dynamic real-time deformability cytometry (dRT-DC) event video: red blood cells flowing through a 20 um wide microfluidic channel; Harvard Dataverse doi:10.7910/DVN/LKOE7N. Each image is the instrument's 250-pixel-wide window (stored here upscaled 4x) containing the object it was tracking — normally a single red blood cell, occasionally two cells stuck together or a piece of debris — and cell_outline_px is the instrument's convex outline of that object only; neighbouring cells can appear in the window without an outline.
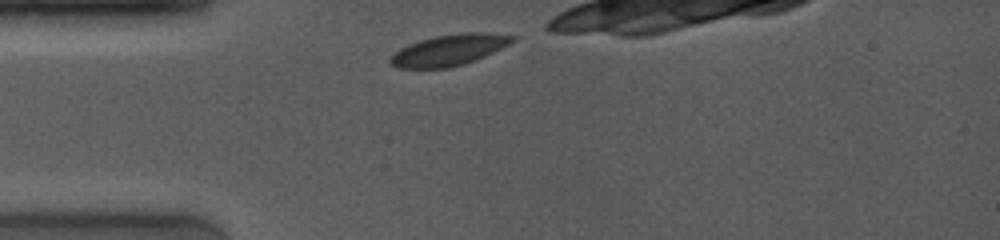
{"species": "common noctule bat (a hibernating species)", "species_latin": "Nyctalus noctula", "temperature_condition": "room temperature", "stored_images_in_passage": 12, "camera_frame_rate_fps": 4000, "um_per_image_px": 0.085, "animal": {"sex": "female", "body_mass_g": 19.0, "forearm_length_mm": 53.3}, "frame": {"image": 1, "passage_image": 1, "time_ms": 0.0, "image_size_px": [1000, 240], "cell_outline_px": [[516, 40], [484, 56], [464, 64], [448, 68], [396, 68], [388, 60], [400, 48], [408, 44], [420, 40], [436, 36], [460, 32], [492, 32], [516, 36]], "centroid_in_image_um": [38.18, 4.24], "position_along_channel_um": 46.8, "area_um2": 22.08}}
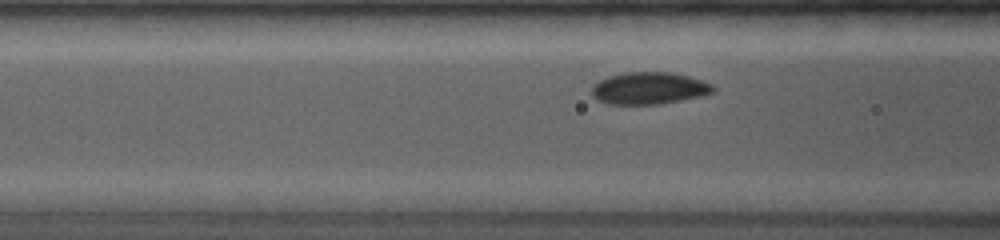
{"frame": {"image": 2, "passage_image": 9, "time_ms": 2.0, "image_size_px": [1000, 240], "cell_outline_px": [[716, 88], [712, 92], [700, 96], [660, 104], [608, 104], [596, 100], [592, 96], [592, 88], [600, 80], [608, 76], [628, 72], [668, 72], [688, 76], [712, 84]], "centroid_in_image_um": [55.15, 7.5], "position_along_channel_um": 111.5, "area_um2": 22.48}}